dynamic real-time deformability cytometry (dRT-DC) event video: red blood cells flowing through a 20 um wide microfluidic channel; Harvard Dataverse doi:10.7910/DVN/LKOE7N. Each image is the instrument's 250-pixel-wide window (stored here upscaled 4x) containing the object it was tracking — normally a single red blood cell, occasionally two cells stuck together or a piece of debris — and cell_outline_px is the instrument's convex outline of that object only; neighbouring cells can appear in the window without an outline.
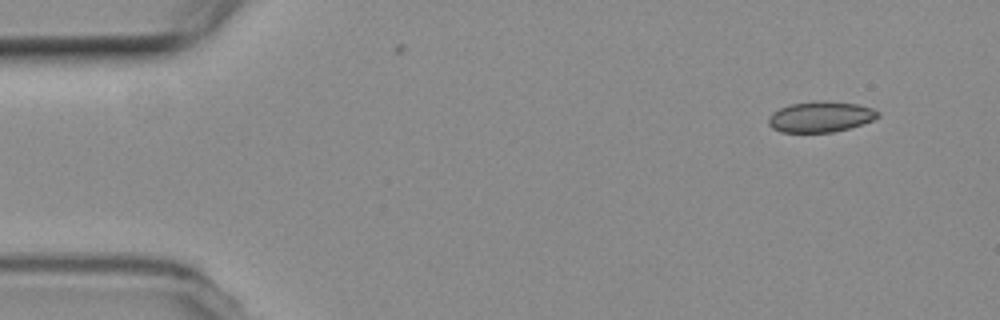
{"species": "common noctule bat (a hibernating species)", "species_latin": "Nyctalus noctula", "temperature_condition": "room temperature", "stored_images_in_passage": 4, "camera_frame_rate_fps": 3000, "um_per_image_px": 0.085, "animal": {"sex": "female", "body_mass_g": 19.3, "forearm_length_mm": 54.1}, "frame": {"image": 1, "passage_image": 1, "time_ms": 0.0, "image_size_px": [1000, 320], "cell_outline_px": [[880, 116], [872, 120], [848, 128], [832, 132], [780, 132], [772, 128], [768, 124], [768, 116], [772, 112], [780, 108], [792, 104], [816, 100], [824, 100], [856, 104], [872, 108], [880, 112]], "centroid_in_image_um": [69.72, 9.92], "position_along_channel_um": 15.3, "area_um2": 19.59}}
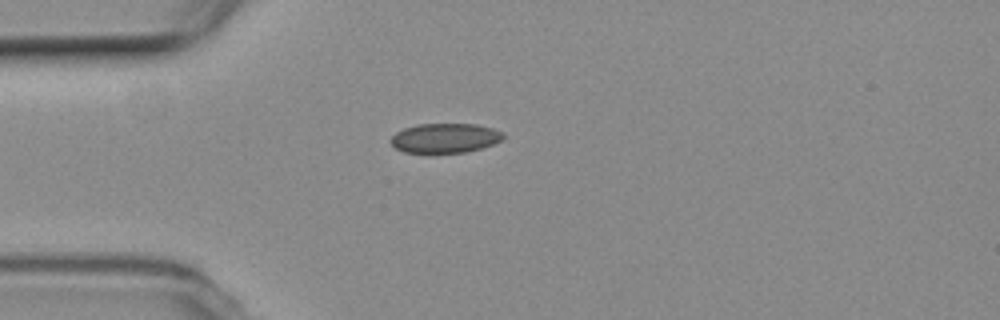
{"frame": {"image": 2, "passage_image": 4, "time_ms": 3.333, "image_size_px": [1000, 320], "cell_outline_px": [[504, 136], [500, 140], [492, 144], [480, 148], [464, 152], [432, 156], [404, 152], [396, 148], [388, 140], [396, 132], [404, 128], [416, 124], [476, 124], [492, 128], [504, 132]], "centroid_in_image_um": [37.76, 11.78], "position_along_channel_um": 47.2, "area_um2": 20.06}}